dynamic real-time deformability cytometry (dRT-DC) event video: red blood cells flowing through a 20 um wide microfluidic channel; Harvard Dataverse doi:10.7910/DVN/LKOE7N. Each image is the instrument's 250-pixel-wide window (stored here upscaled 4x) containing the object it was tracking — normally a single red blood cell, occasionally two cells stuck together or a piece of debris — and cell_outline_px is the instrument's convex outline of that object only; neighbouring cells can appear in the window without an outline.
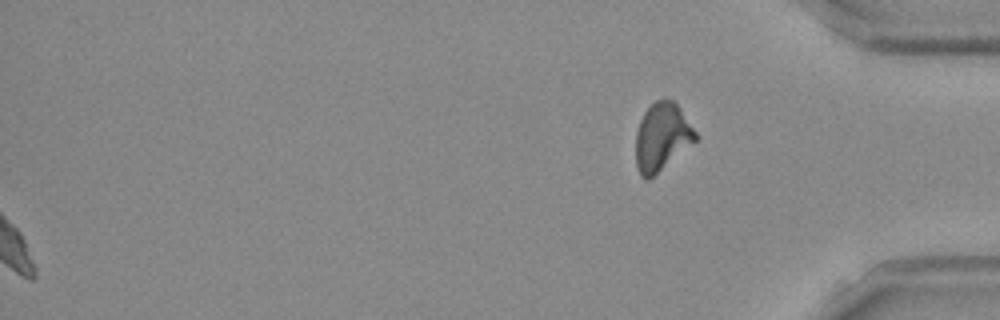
{"species": "Egyptian fruit bat (a non-hibernating species)", "species_latin": "Rousettus aegyptiacus", "temperature_condition": "room temperature", "stored_images_in_passage": 52, "segment_of_instrument_passage": [2, 2], "camera_frame_rate_fps": 3000, "um_per_image_px": 0.085, "frame": {"image": 1, "passage_image": 52, "time_ms": 17.0, "image_size_px": [1000, 320], "cell_outline_px": [[696, 140], [648, 180], [644, 180], [640, 176], [636, 164], [636, 132], [640, 120], [644, 112], [656, 100], [672, 100], [680, 108], [696, 132]], "centroid_in_image_um": [56.23, 11.65], "position_along_channel_um": 379.0, "area_um2": 23.12}}